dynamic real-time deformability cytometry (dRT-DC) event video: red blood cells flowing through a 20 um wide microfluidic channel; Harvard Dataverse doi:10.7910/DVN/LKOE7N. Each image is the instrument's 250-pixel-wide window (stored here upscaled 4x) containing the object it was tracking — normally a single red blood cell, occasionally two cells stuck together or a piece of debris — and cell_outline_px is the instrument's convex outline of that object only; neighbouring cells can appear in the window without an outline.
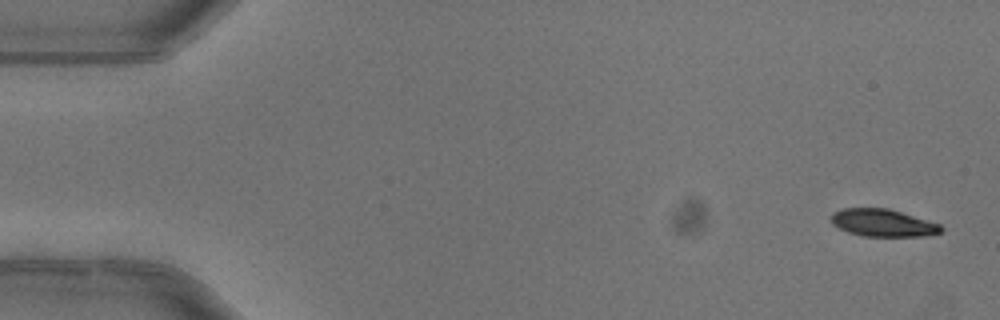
{"species": "common noctule bat (a hibernating species)", "species_latin": "Nyctalus noctula", "temperature_condition": "warm", "stored_images_in_passage": 6, "camera_frame_rate_fps": 3000, "um_per_image_px": 0.085, "animal": {"sex": "female"}, "frame": {"image": 1, "passage_image": 1, "time_ms": 0.0, "image_size_px": [1000, 320], "cell_outline_px": [[944, 228], [940, 232], [924, 236], [864, 236], [848, 232], [832, 224], [828, 220], [832, 212], [840, 208], [888, 208], [940, 224]], "centroid_in_image_um": [74.99, 18.93], "position_along_channel_um": 10.0, "area_um2": 17.63}}
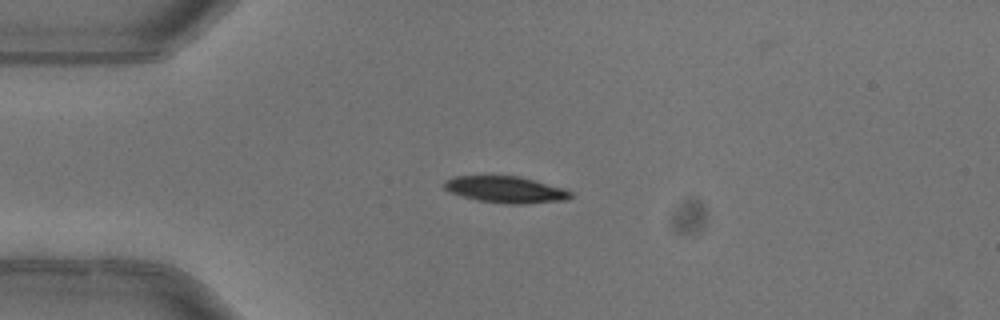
{"frame": {"image": 2, "passage_image": 4, "time_ms": 1.0, "image_size_px": [1000, 320], "cell_outline_px": [[572, 196], [568, 200], [528, 204], [504, 204], [476, 200], [460, 196], [444, 188], [444, 180], [452, 176], [520, 176], [564, 188], [572, 192]], "centroid_in_image_um": [43.0, 16.12], "position_along_channel_um": 42.0, "area_um2": 19.83}}